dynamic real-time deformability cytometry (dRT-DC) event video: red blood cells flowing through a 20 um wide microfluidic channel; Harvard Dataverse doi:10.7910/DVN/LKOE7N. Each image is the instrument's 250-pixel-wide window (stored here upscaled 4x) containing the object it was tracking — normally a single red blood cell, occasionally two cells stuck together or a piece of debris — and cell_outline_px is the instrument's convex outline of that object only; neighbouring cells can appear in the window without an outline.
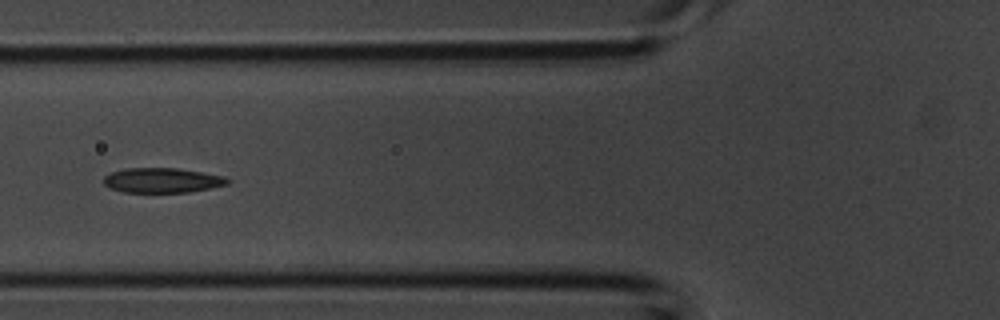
{"species": "common noctule bat (a hibernating species)", "species_latin": "Nyctalus noctula", "temperature_condition": "room temperature", "stored_images_in_passage": 4, "camera_frame_rate_fps": 3000, "um_per_image_px": 0.085, "animal": {"sex": "male", "body_mass_g": 20.1, "forearm_length_mm": 53.5}, "frame": {"image": 1, "passage_image": 4, "time_ms": 1.0, "image_size_px": [1000, 320], "cell_outline_px": [[232, 180], [228, 184], [188, 192], [124, 192], [108, 188], [104, 184], [104, 176], [112, 172], [128, 168], [176, 168], [224, 176]], "centroid_in_image_um": [13.77, 15.33], "position_along_channel_um": 112.0, "area_um2": 17.8}}